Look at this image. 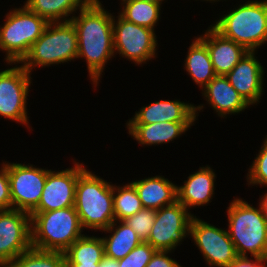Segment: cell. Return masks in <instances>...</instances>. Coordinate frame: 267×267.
<instances>
[{
  "mask_svg": "<svg viewBox=\"0 0 267 267\" xmlns=\"http://www.w3.org/2000/svg\"><path fill=\"white\" fill-rule=\"evenodd\" d=\"M189 235L209 266L227 267L238 257L227 229L217 228L193 216Z\"/></svg>",
  "mask_w": 267,
  "mask_h": 267,
  "instance_id": "obj_11",
  "label": "cell"
},
{
  "mask_svg": "<svg viewBox=\"0 0 267 267\" xmlns=\"http://www.w3.org/2000/svg\"><path fill=\"white\" fill-rule=\"evenodd\" d=\"M263 142L257 157H255L250 169H248V185H261L265 187L267 185V136Z\"/></svg>",
  "mask_w": 267,
  "mask_h": 267,
  "instance_id": "obj_30",
  "label": "cell"
},
{
  "mask_svg": "<svg viewBox=\"0 0 267 267\" xmlns=\"http://www.w3.org/2000/svg\"><path fill=\"white\" fill-rule=\"evenodd\" d=\"M193 122H163L146 125H127L131 135L140 145L167 144L185 133Z\"/></svg>",
  "mask_w": 267,
  "mask_h": 267,
  "instance_id": "obj_21",
  "label": "cell"
},
{
  "mask_svg": "<svg viewBox=\"0 0 267 267\" xmlns=\"http://www.w3.org/2000/svg\"><path fill=\"white\" fill-rule=\"evenodd\" d=\"M267 259H259L254 257L253 259H249L247 257L238 256L233 262H231L227 267H267L266 263Z\"/></svg>",
  "mask_w": 267,
  "mask_h": 267,
  "instance_id": "obj_34",
  "label": "cell"
},
{
  "mask_svg": "<svg viewBox=\"0 0 267 267\" xmlns=\"http://www.w3.org/2000/svg\"><path fill=\"white\" fill-rule=\"evenodd\" d=\"M30 73L22 66L0 71V115L28 125L27 97L31 85Z\"/></svg>",
  "mask_w": 267,
  "mask_h": 267,
  "instance_id": "obj_12",
  "label": "cell"
},
{
  "mask_svg": "<svg viewBox=\"0 0 267 267\" xmlns=\"http://www.w3.org/2000/svg\"><path fill=\"white\" fill-rule=\"evenodd\" d=\"M170 253L171 251L157 250L146 267H181L175 259L167 255Z\"/></svg>",
  "mask_w": 267,
  "mask_h": 267,
  "instance_id": "obj_33",
  "label": "cell"
},
{
  "mask_svg": "<svg viewBox=\"0 0 267 267\" xmlns=\"http://www.w3.org/2000/svg\"><path fill=\"white\" fill-rule=\"evenodd\" d=\"M113 17L114 52L135 64L146 63L156 57L157 40L154 30Z\"/></svg>",
  "mask_w": 267,
  "mask_h": 267,
  "instance_id": "obj_8",
  "label": "cell"
},
{
  "mask_svg": "<svg viewBox=\"0 0 267 267\" xmlns=\"http://www.w3.org/2000/svg\"><path fill=\"white\" fill-rule=\"evenodd\" d=\"M264 74L255 52H247L225 76L249 105H257L264 92Z\"/></svg>",
  "mask_w": 267,
  "mask_h": 267,
  "instance_id": "obj_15",
  "label": "cell"
},
{
  "mask_svg": "<svg viewBox=\"0 0 267 267\" xmlns=\"http://www.w3.org/2000/svg\"><path fill=\"white\" fill-rule=\"evenodd\" d=\"M119 222L115 220L107 229L102 230L104 233L113 232L109 237H103L102 241L105 255L116 260L124 258L136 246L142 243L141 239L130 226L124 221ZM117 223L119 224L118 226Z\"/></svg>",
  "mask_w": 267,
  "mask_h": 267,
  "instance_id": "obj_22",
  "label": "cell"
},
{
  "mask_svg": "<svg viewBox=\"0 0 267 267\" xmlns=\"http://www.w3.org/2000/svg\"><path fill=\"white\" fill-rule=\"evenodd\" d=\"M64 256L65 264H99L105 256L102 237L83 235L64 252Z\"/></svg>",
  "mask_w": 267,
  "mask_h": 267,
  "instance_id": "obj_25",
  "label": "cell"
},
{
  "mask_svg": "<svg viewBox=\"0 0 267 267\" xmlns=\"http://www.w3.org/2000/svg\"><path fill=\"white\" fill-rule=\"evenodd\" d=\"M31 247L30 214L13 208L0 210V267Z\"/></svg>",
  "mask_w": 267,
  "mask_h": 267,
  "instance_id": "obj_13",
  "label": "cell"
},
{
  "mask_svg": "<svg viewBox=\"0 0 267 267\" xmlns=\"http://www.w3.org/2000/svg\"><path fill=\"white\" fill-rule=\"evenodd\" d=\"M144 208L159 210L178 201L177 185L164 176L148 177L131 182Z\"/></svg>",
  "mask_w": 267,
  "mask_h": 267,
  "instance_id": "obj_20",
  "label": "cell"
},
{
  "mask_svg": "<svg viewBox=\"0 0 267 267\" xmlns=\"http://www.w3.org/2000/svg\"><path fill=\"white\" fill-rule=\"evenodd\" d=\"M12 208L31 213L39 204L47 170L33 165L7 162Z\"/></svg>",
  "mask_w": 267,
  "mask_h": 267,
  "instance_id": "obj_10",
  "label": "cell"
},
{
  "mask_svg": "<svg viewBox=\"0 0 267 267\" xmlns=\"http://www.w3.org/2000/svg\"><path fill=\"white\" fill-rule=\"evenodd\" d=\"M90 0H27L24 5L39 17L49 22L70 21L76 10L83 8Z\"/></svg>",
  "mask_w": 267,
  "mask_h": 267,
  "instance_id": "obj_24",
  "label": "cell"
},
{
  "mask_svg": "<svg viewBox=\"0 0 267 267\" xmlns=\"http://www.w3.org/2000/svg\"><path fill=\"white\" fill-rule=\"evenodd\" d=\"M192 217L193 215L179 201L156 210L155 222L147 243L156 250H175L189 235Z\"/></svg>",
  "mask_w": 267,
  "mask_h": 267,
  "instance_id": "obj_9",
  "label": "cell"
},
{
  "mask_svg": "<svg viewBox=\"0 0 267 267\" xmlns=\"http://www.w3.org/2000/svg\"><path fill=\"white\" fill-rule=\"evenodd\" d=\"M78 56L76 29L71 21L49 22L20 63L31 74L32 68L74 61Z\"/></svg>",
  "mask_w": 267,
  "mask_h": 267,
  "instance_id": "obj_6",
  "label": "cell"
},
{
  "mask_svg": "<svg viewBox=\"0 0 267 267\" xmlns=\"http://www.w3.org/2000/svg\"><path fill=\"white\" fill-rule=\"evenodd\" d=\"M199 38L206 44L216 75H226L248 52L233 40L223 37L211 25Z\"/></svg>",
  "mask_w": 267,
  "mask_h": 267,
  "instance_id": "obj_17",
  "label": "cell"
},
{
  "mask_svg": "<svg viewBox=\"0 0 267 267\" xmlns=\"http://www.w3.org/2000/svg\"><path fill=\"white\" fill-rule=\"evenodd\" d=\"M5 267H65L64 252L30 248Z\"/></svg>",
  "mask_w": 267,
  "mask_h": 267,
  "instance_id": "obj_28",
  "label": "cell"
},
{
  "mask_svg": "<svg viewBox=\"0 0 267 267\" xmlns=\"http://www.w3.org/2000/svg\"><path fill=\"white\" fill-rule=\"evenodd\" d=\"M119 15L128 22L154 30L160 17L161 5L143 0H122Z\"/></svg>",
  "mask_w": 267,
  "mask_h": 267,
  "instance_id": "obj_26",
  "label": "cell"
},
{
  "mask_svg": "<svg viewBox=\"0 0 267 267\" xmlns=\"http://www.w3.org/2000/svg\"><path fill=\"white\" fill-rule=\"evenodd\" d=\"M155 215L156 210L143 208L123 221L136 232L142 242H147L155 222Z\"/></svg>",
  "mask_w": 267,
  "mask_h": 267,
  "instance_id": "obj_29",
  "label": "cell"
},
{
  "mask_svg": "<svg viewBox=\"0 0 267 267\" xmlns=\"http://www.w3.org/2000/svg\"><path fill=\"white\" fill-rule=\"evenodd\" d=\"M262 198L260 199L261 201L259 202V205L261 207L263 217L265 219V222L267 224V193H265L264 196H261Z\"/></svg>",
  "mask_w": 267,
  "mask_h": 267,
  "instance_id": "obj_36",
  "label": "cell"
},
{
  "mask_svg": "<svg viewBox=\"0 0 267 267\" xmlns=\"http://www.w3.org/2000/svg\"><path fill=\"white\" fill-rule=\"evenodd\" d=\"M74 164L73 168L60 172L47 170V178L40 202L31 213L48 212L75 205L77 179L85 167L79 162Z\"/></svg>",
  "mask_w": 267,
  "mask_h": 267,
  "instance_id": "obj_14",
  "label": "cell"
},
{
  "mask_svg": "<svg viewBox=\"0 0 267 267\" xmlns=\"http://www.w3.org/2000/svg\"><path fill=\"white\" fill-rule=\"evenodd\" d=\"M12 209L10 182L7 174V163L3 162L0 169V210Z\"/></svg>",
  "mask_w": 267,
  "mask_h": 267,
  "instance_id": "obj_32",
  "label": "cell"
},
{
  "mask_svg": "<svg viewBox=\"0 0 267 267\" xmlns=\"http://www.w3.org/2000/svg\"><path fill=\"white\" fill-rule=\"evenodd\" d=\"M202 92L212 109L222 118L228 114H238L250 106L224 75H216Z\"/></svg>",
  "mask_w": 267,
  "mask_h": 267,
  "instance_id": "obj_18",
  "label": "cell"
},
{
  "mask_svg": "<svg viewBox=\"0 0 267 267\" xmlns=\"http://www.w3.org/2000/svg\"><path fill=\"white\" fill-rule=\"evenodd\" d=\"M99 264H65V267H98Z\"/></svg>",
  "mask_w": 267,
  "mask_h": 267,
  "instance_id": "obj_37",
  "label": "cell"
},
{
  "mask_svg": "<svg viewBox=\"0 0 267 267\" xmlns=\"http://www.w3.org/2000/svg\"><path fill=\"white\" fill-rule=\"evenodd\" d=\"M204 1L216 2V1H219V0H204Z\"/></svg>",
  "mask_w": 267,
  "mask_h": 267,
  "instance_id": "obj_39",
  "label": "cell"
},
{
  "mask_svg": "<svg viewBox=\"0 0 267 267\" xmlns=\"http://www.w3.org/2000/svg\"><path fill=\"white\" fill-rule=\"evenodd\" d=\"M0 28V50L6 52L7 63L19 64L32 44L42 35L48 22L25 5L11 10Z\"/></svg>",
  "mask_w": 267,
  "mask_h": 267,
  "instance_id": "obj_7",
  "label": "cell"
},
{
  "mask_svg": "<svg viewBox=\"0 0 267 267\" xmlns=\"http://www.w3.org/2000/svg\"><path fill=\"white\" fill-rule=\"evenodd\" d=\"M74 207L82 229H107L115 221L113 185L85 169L77 179Z\"/></svg>",
  "mask_w": 267,
  "mask_h": 267,
  "instance_id": "obj_2",
  "label": "cell"
},
{
  "mask_svg": "<svg viewBox=\"0 0 267 267\" xmlns=\"http://www.w3.org/2000/svg\"><path fill=\"white\" fill-rule=\"evenodd\" d=\"M258 207L241 198L232 200L227 207L228 233L240 257L250 253L252 258L267 259V224Z\"/></svg>",
  "mask_w": 267,
  "mask_h": 267,
  "instance_id": "obj_3",
  "label": "cell"
},
{
  "mask_svg": "<svg viewBox=\"0 0 267 267\" xmlns=\"http://www.w3.org/2000/svg\"><path fill=\"white\" fill-rule=\"evenodd\" d=\"M215 173L209 166L190 174L183 186L177 187L178 201L189 211L191 207L211 202L214 195Z\"/></svg>",
  "mask_w": 267,
  "mask_h": 267,
  "instance_id": "obj_19",
  "label": "cell"
},
{
  "mask_svg": "<svg viewBox=\"0 0 267 267\" xmlns=\"http://www.w3.org/2000/svg\"><path fill=\"white\" fill-rule=\"evenodd\" d=\"M72 16L78 40L77 58L86 59L90 79L96 87L105 64L114 56L113 15L99 0H90Z\"/></svg>",
  "mask_w": 267,
  "mask_h": 267,
  "instance_id": "obj_1",
  "label": "cell"
},
{
  "mask_svg": "<svg viewBox=\"0 0 267 267\" xmlns=\"http://www.w3.org/2000/svg\"><path fill=\"white\" fill-rule=\"evenodd\" d=\"M113 206L115 220L123 221L143 209L137 190L132 183L122 187L113 186Z\"/></svg>",
  "mask_w": 267,
  "mask_h": 267,
  "instance_id": "obj_27",
  "label": "cell"
},
{
  "mask_svg": "<svg viewBox=\"0 0 267 267\" xmlns=\"http://www.w3.org/2000/svg\"><path fill=\"white\" fill-rule=\"evenodd\" d=\"M98 267H119L118 260L114 258L107 257L106 255L103 257Z\"/></svg>",
  "mask_w": 267,
  "mask_h": 267,
  "instance_id": "obj_35",
  "label": "cell"
},
{
  "mask_svg": "<svg viewBox=\"0 0 267 267\" xmlns=\"http://www.w3.org/2000/svg\"><path fill=\"white\" fill-rule=\"evenodd\" d=\"M156 251L149 243L142 242L127 256L118 260L119 267H146Z\"/></svg>",
  "mask_w": 267,
  "mask_h": 267,
  "instance_id": "obj_31",
  "label": "cell"
},
{
  "mask_svg": "<svg viewBox=\"0 0 267 267\" xmlns=\"http://www.w3.org/2000/svg\"><path fill=\"white\" fill-rule=\"evenodd\" d=\"M223 37L243 46L248 52L267 42V0L247 1L211 25Z\"/></svg>",
  "mask_w": 267,
  "mask_h": 267,
  "instance_id": "obj_4",
  "label": "cell"
},
{
  "mask_svg": "<svg viewBox=\"0 0 267 267\" xmlns=\"http://www.w3.org/2000/svg\"><path fill=\"white\" fill-rule=\"evenodd\" d=\"M30 216L32 248L65 252L84 235L74 206L48 212L30 213Z\"/></svg>",
  "mask_w": 267,
  "mask_h": 267,
  "instance_id": "obj_5",
  "label": "cell"
},
{
  "mask_svg": "<svg viewBox=\"0 0 267 267\" xmlns=\"http://www.w3.org/2000/svg\"><path fill=\"white\" fill-rule=\"evenodd\" d=\"M202 106L184 103L180 100H160L140 108L134 118L129 119L126 125H146L163 122H194L199 115L197 111Z\"/></svg>",
  "mask_w": 267,
  "mask_h": 267,
  "instance_id": "obj_16",
  "label": "cell"
},
{
  "mask_svg": "<svg viewBox=\"0 0 267 267\" xmlns=\"http://www.w3.org/2000/svg\"><path fill=\"white\" fill-rule=\"evenodd\" d=\"M143 1L152 2V3H155V4H160L161 5L162 1H164V0H143Z\"/></svg>",
  "mask_w": 267,
  "mask_h": 267,
  "instance_id": "obj_38",
  "label": "cell"
},
{
  "mask_svg": "<svg viewBox=\"0 0 267 267\" xmlns=\"http://www.w3.org/2000/svg\"><path fill=\"white\" fill-rule=\"evenodd\" d=\"M184 61L185 70L201 89L216 76L207 46L199 37L192 41Z\"/></svg>",
  "mask_w": 267,
  "mask_h": 267,
  "instance_id": "obj_23",
  "label": "cell"
}]
</instances>
